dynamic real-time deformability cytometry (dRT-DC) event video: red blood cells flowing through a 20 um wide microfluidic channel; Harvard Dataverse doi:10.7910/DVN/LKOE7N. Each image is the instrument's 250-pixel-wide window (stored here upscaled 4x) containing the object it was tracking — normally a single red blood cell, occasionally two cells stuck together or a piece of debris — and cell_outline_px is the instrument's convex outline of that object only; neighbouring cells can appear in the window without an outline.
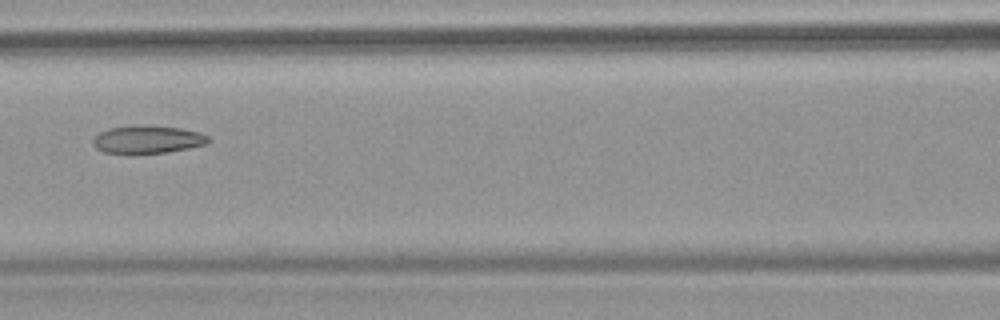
{"species": "common noctule bat (a hibernating species)", "species_latin": "Nyctalus noctula", "temperature_condition": "warm", "stored_images_in_passage": 7, "camera_frame_rate_fps": 3000, "um_per_image_px": 0.085, "animal": {"sex": "female", "body_mass_g": 18.4}, "frame": {"image": 1, "passage_image": 6, "time_ms": 6.667, "image_size_px": [1000, 320], "cell_outline_px": [[212, 140], [208, 144], [168, 152], [132, 156], [128, 156], [104, 152], [96, 148], [92, 144], [92, 140], [100, 132], [108, 128], [180, 128], [200, 132], [208, 136]], "centroid_in_image_um": [12.54, 11.95], "position_along_channel_um": 154.1, "area_um2": 18.55}}
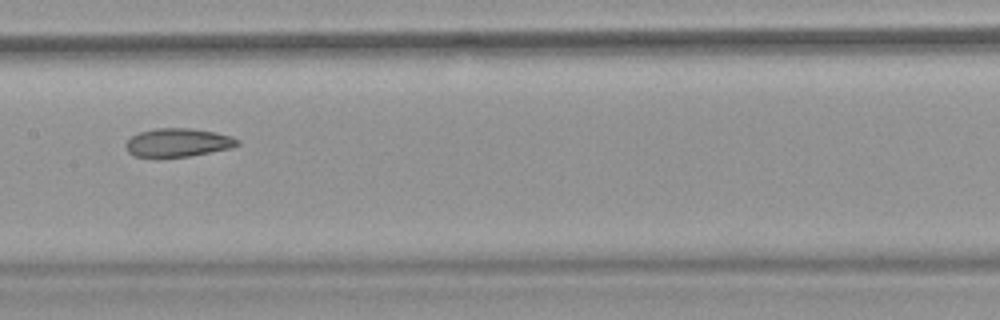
{"frame": {"image": 2, "passage_image": 7, "time_ms": 7.667, "image_size_px": [1000, 320], "cell_outline_px": [[240, 144], [232, 148], [188, 156], [136, 156], [128, 152], [124, 144], [132, 136], [140, 132], [156, 128], [188, 128], [216, 132], [232, 136], [240, 140]], "centroid_in_image_um": [15.16, 12.1], "position_along_channel_um": 192.2, "area_um2": 18.32}}